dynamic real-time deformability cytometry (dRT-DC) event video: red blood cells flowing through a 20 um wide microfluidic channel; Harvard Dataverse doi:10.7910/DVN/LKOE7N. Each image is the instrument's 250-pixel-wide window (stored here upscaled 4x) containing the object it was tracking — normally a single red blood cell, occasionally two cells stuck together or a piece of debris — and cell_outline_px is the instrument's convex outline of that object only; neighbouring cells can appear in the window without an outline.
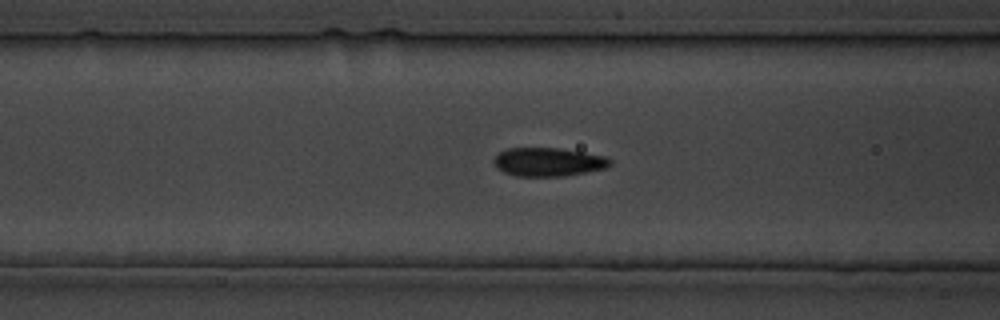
{"species": "common noctule bat (a hibernating species)", "species_latin": "Nyctalus noctula", "temperature_condition": "cold", "stored_images_in_passage": 28, "camera_frame_rate_fps": 3000, "um_per_image_px": 0.085, "animal": {"sex": "male", "body_mass_g": 19.5, "forearm_length_mm": 54.6}, "frame": {"image": 1, "passage_image": 13, "time_ms": 17.333, "image_size_px": [1000, 320], "cell_outline_px": [[612, 164], [604, 168], [564, 176], [516, 176], [504, 172], [496, 168], [492, 160], [500, 152], [508, 148], [560, 148], [608, 156], [612, 160]], "centroid_in_image_um": [46.61, 13.76], "position_along_channel_um": 120.0, "area_um2": 19.42}}